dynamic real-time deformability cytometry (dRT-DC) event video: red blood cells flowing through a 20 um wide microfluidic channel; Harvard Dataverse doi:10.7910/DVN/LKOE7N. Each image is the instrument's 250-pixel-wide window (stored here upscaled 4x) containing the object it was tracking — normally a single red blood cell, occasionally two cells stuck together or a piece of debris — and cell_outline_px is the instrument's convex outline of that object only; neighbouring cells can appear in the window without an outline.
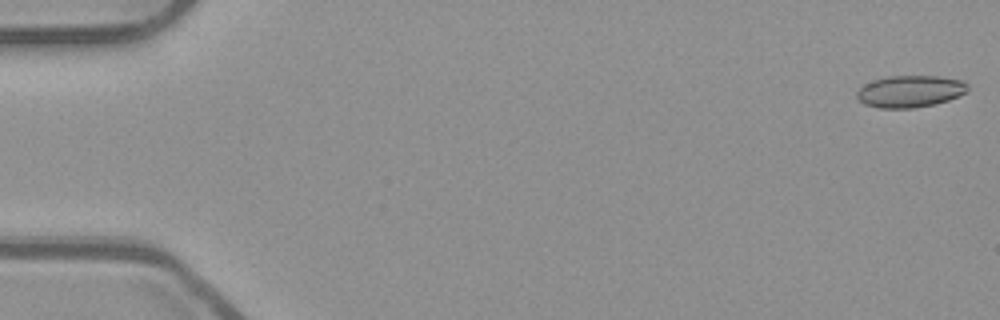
{"species": "common noctule bat (a hibernating species)", "species_latin": "Nyctalus noctula", "temperature_condition": "room temperature", "stored_images_in_passage": 15, "camera_frame_rate_fps": 3000, "um_per_image_px": 0.085, "animal": {"sex": "male", "body_mass_g": 23.1, "forearm_length_mm": 52.7}, "frame": {"image": 1, "passage_image": 1, "time_ms": 0.0, "image_size_px": [1000, 320], "cell_outline_px": [[968, 92], [948, 100], [936, 104], [912, 108], [880, 108], [864, 104], [856, 100], [856, 92], [864, 84], [872, 80], [888, 76], [940, 76], [960, 80], [968, 84]], "centroid_in_image_um": [77.33, 7.77], "position_along_channel_um": 7.7, "area_um2": 20.81}}